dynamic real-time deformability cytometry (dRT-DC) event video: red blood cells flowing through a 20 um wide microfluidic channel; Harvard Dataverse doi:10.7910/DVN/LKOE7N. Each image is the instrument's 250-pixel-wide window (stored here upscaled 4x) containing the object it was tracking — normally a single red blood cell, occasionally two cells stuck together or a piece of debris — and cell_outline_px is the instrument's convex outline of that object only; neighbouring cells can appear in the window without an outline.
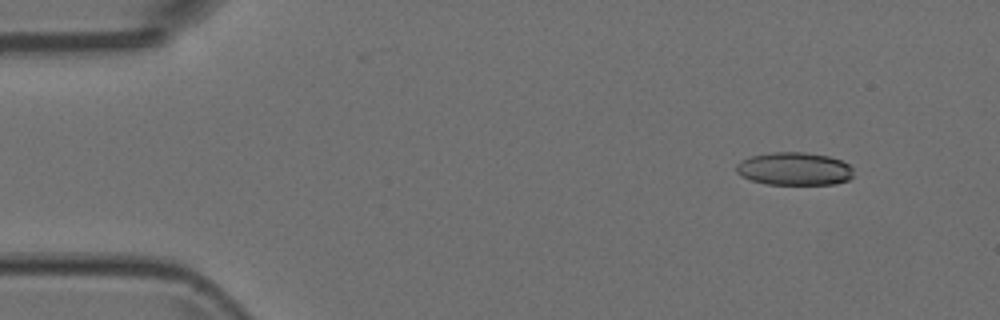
{"species": "Egyptian fruit bat (a non-hibernating species)", "species_latin": "Rousettus aegyptiacus", "temperature_condition": "room temperature", "stored_images_in_passage": 5, "camera_frame_rate_fps": 3000, "um_per_image_px": 0.085, "animal": {"sex": "female"}, "frame": {"image": 1, "passage_image": 2, "time_ms": 0.333, "image_size_px": [1000, 320], "cell_outline_px": [[852, 176], [848, 180], [836, 184], [768, 184], [752, 180], [740, 176], [736, 172], [736, 164], [740, 160], [748, 156], [772, 152], [804, 152], [828, 156], [840, 160], [848, 164], [852, 168]], "centroid_in_image_um": [67.48, 14.34], "position_along_channel_um": 17.5, "area_um2": 22.6}}
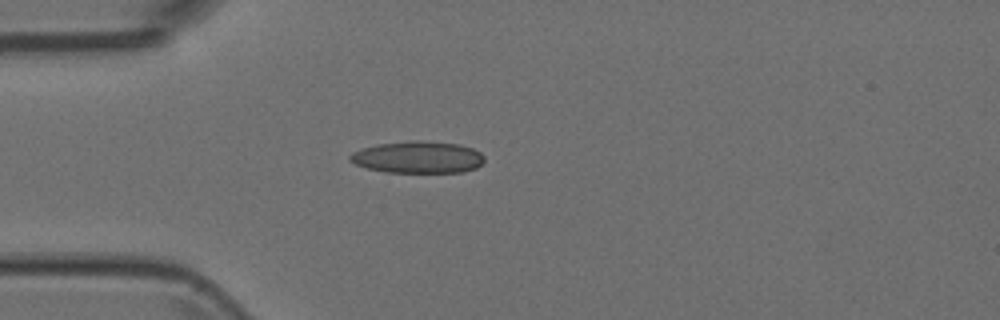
{"frame": {"image": 2, "passage_image": 4, "time_ms": 1.0, "image_size_px": [1000, 320], "cell_outline_px": [[484, 160], [476, 168], [464, 172], [384, 172], [368, 168], [356, 164], [348, 160], [348, 156], [352, 152], [364, 148], [380, 144], [412, 140], [420, 140], [460, 144], [472, 148], [480, 152], [484, 156]], "centroid_in_image_um": [35.53, 13.36], "position_along_channel_um": 49.5, "area_um2": 24.97}}